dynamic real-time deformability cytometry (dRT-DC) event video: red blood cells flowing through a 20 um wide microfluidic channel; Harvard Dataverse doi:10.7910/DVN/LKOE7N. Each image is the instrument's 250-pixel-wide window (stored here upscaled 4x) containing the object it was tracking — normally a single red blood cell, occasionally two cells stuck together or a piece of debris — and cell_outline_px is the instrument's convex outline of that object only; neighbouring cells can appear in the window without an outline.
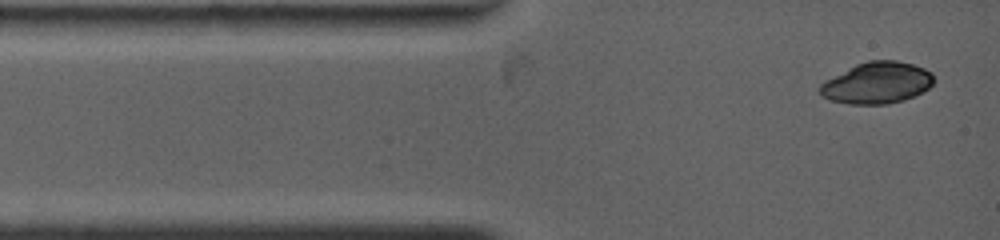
{"species": "common noctule bat (a hibernating species)", "species_latin": "Nyctalus noctula", "temperature_condition": "warm", "stored_images_in_passage": 5, "camera_frame_rate_fps": 4500, "um_per_image_px": 0.085, "animal": {"sex": "female", "body_mass_g": 19.0, "forearm_length_mm": 53.3}, "frame": {"image": 1, "passage_image": 1, "time_ms": 0.0, "image_size_px": [1000, 240], "cell_outline_px": [[932, 84], [928, 88], [904, 100], [888, 104], [848, 104], [828, 100], [820, 96], [816, 88], [824, 80], [856, 64], [868, 60], [896, 60], [912, 64], [924, 68], [932, 72]], "centroid_in_image_um": [74.46, 7.05], "position_along_channel_um": 10.5, "area_um2": 27.74}}
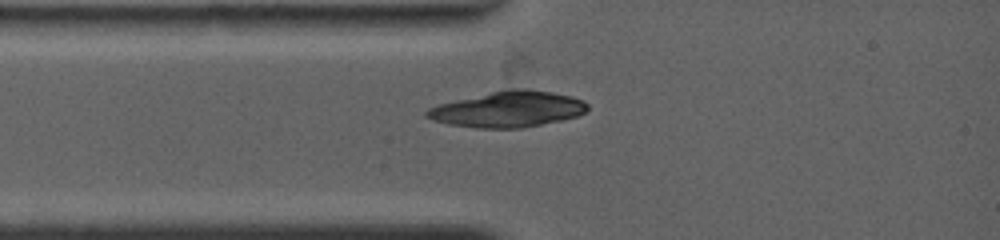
{"frame": {"image": 2, "passage_image": 4, "time_ms": 1.778, "image_size_px": [1000, 240], "cell_outline_px": [[588, 108], [584, 112], [576, 116], [560, 120], [520, 128], [476, 128], [448, 124], [432, 120], [424, 116], [424, 112], [428, 108], [440, 104], [456, 100], [492, 92], [512, 88], [524, 88], [552, 92], [572, 96], [584, 100], [588, 104]], "centroid_in_image_um": [43.17, 9.28], "position_along_channel_um": 41.8, "area_um2": 33.35}}